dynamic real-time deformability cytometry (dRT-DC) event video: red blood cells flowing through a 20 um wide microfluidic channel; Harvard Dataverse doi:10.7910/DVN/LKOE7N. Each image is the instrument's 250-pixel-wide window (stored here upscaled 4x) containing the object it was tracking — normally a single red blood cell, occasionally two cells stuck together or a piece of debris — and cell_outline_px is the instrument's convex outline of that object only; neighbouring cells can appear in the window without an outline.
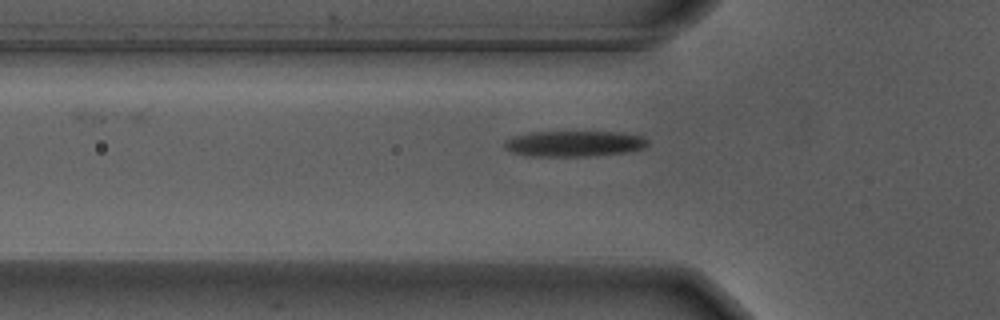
{"species": "Egyptian fruit bat (a non-hibernating species)", "species_latin": "Rousettus aegyptiacus", "temperature_condition": "warm", "stored_images_in_passage": 40, "camera_frame_rate_fps": 3000, "um_per_image_px": 0.085, "animal": {"sex": "male"}, "frame": {"image": 1, "passage_image": 2, "time_ms": 0.333, "image_size_px": [1000, 320], "cell_outline_px": [[648, 144], [644, 148], [624, 152], [588, 156], [532, 156], [512, 152], [504, 148], [504, 144], [508, 140], [516, 136], [532, 132], [620, 132], [640, 136], [648, 140]], "centroid_in_image_um": [48.82, 12.21], "position_along_channel_um": 77.0, "area_um2": 21.15}}
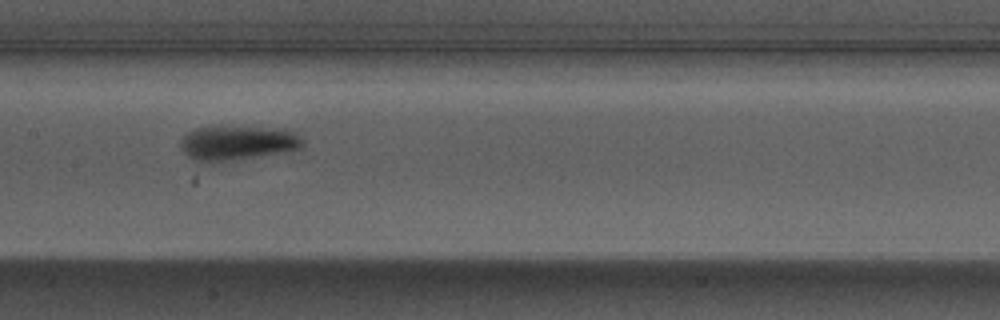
{"frame": {"image": 2, "passage_image": 11, "time_ms": 3.333, "image_size_px": [1000, 320], "cell_outline_px": [[304, 144], [300, 148], [292, 152], [224, 160], [192, 160], [180, 148], [180, 140], [188, 132], [196, 128], [284, 128], [292, 132]], "centroid_in_image_um": [20.21, 12.15], "position_along_channel_um": 187.2, "area_um2": 23.64}}
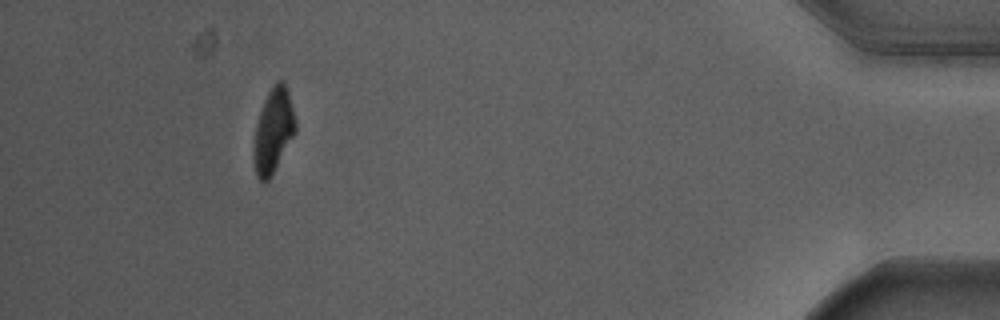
{"frame": {"image": 3, "passage_image": 35, "time_ms": 11.333, "image_size_px": [1000, 320], "cell_outline_px": [[296, 132], [268, 180], [260, 180], [256, 176], [252, 160], [252, 156], [256, 124], [264, 100], [268, 92], [276, 80], [284, 80], [288, 92], [296, 124]], "centroid_in_image_um": [23.21, 11.1], "position_along_channel_um": 412.0, "area_um2": 20.35}, "authors_computed_cell_mechanics": {"area_um2": 22.3108, "velocity_mm_per_s": 3.6554, "shape_relaxation_time_tau1_ms": 2.8015, "shape_relaxation_time_tau2_ms": 2.5783, "deformation_change_tau1": 0.1869, "deformation_change_tau2": 0.0794}}